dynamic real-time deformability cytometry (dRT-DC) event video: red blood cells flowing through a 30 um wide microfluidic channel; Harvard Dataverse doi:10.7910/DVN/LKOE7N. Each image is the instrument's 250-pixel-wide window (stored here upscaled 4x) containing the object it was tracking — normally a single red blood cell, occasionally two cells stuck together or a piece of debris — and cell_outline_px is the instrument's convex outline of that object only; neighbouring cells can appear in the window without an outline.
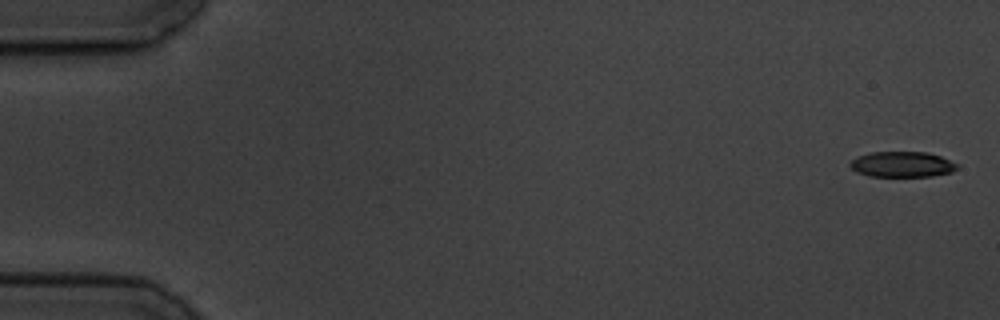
{"species": "common noctule bat (a hibernating species)", "species_latin": "Nyctalus noctula", "temperature_condition": "cold", "stored_images_in_passage": 6, "camera_frame_rate_fps": 3000, "um_per_image_px": 0.085, "animal": {"sex": "male", "body_mass_g": 19.5, "forearm_length_mm": 54.6}, "frame": {"image": 1, "passage_image": 1, "time_ms": 0.0, "image_size_px": [1000, 320], "cell_outline_px": [[960, 168], [952, 172], [932, 176], [868, 176], [856, 172], [848, 164], [856, 156], [872, 152], [928, 152], [940, 156], [960, 164]], "centroid_in_image_um": [76.71, 13.97], "position_along_channel_um": 8.3, "area_um2": 16.13}}
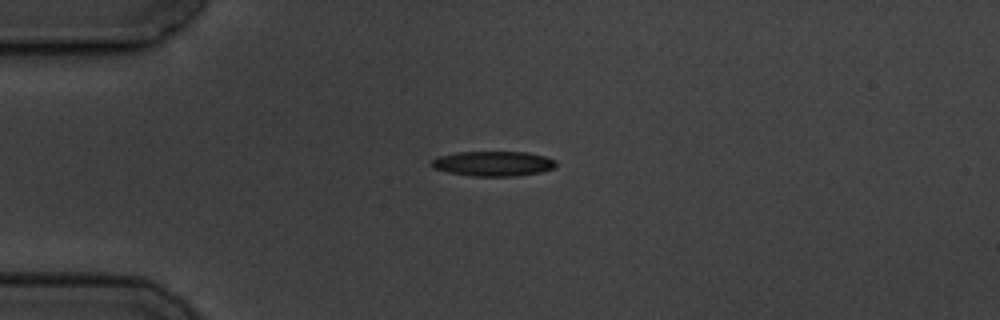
{"frame": {"image": 2, "passage_image": 5, "time_ms": 4.333, "image_size_px": [1000, 320], "cell_outline_px": [[556, 164], [552, 168], [540, 172], [516, 176], [472, 176], [448, 172], [432, 168], [432, 160], [440, 156], [456, 152], [528, 152], [544, 156], [556, 160]], "centroid_in_image_um": [41.92, 13.9], "position_along_channel_um": 43.1, "area_um2": 17.98}}
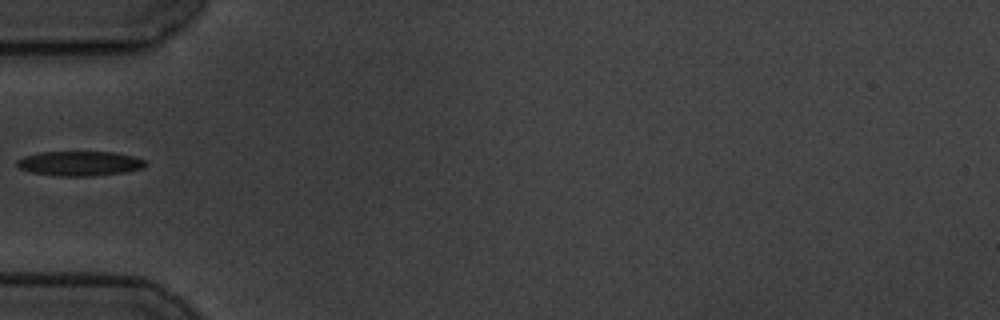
{"frame": {"image": 3, "passage_image": 6, "time_ms": 6.0, "image_size_px": [1000, 320], "cell_outline_px": [[148, 164], [144, 168], [124, 172], [92, 176], [56, 176], [32, 172], [20, 168], [16, 164], [16, 160], [24, 156], [40, 152], [116, 152], [132, 156], [144, 160]], "centroid_in_image_um": [6.78, 13.89], "position_along_channel_um": 78.2, "area_um2": 18.5}}